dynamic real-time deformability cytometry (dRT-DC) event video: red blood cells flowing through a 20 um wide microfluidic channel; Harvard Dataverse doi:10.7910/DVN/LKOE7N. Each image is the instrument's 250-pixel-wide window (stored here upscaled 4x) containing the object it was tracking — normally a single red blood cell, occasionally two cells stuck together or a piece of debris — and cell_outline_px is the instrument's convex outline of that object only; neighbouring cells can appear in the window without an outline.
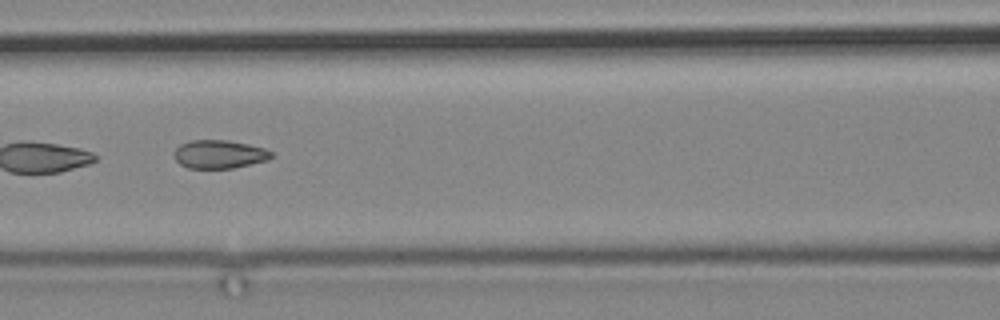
{"species": "common noctule bat (a hibernating species)", "species_latin": "Nyctalus noctula", "temperature_condition": "cold", "stored_images_in_passage": 6, "camera_frame_rate_fps": 3000, "um_per_image_px": 0.085, "animal": {"sex": "male", "body_mass_g": 19.2, "forearm_length_mm": 51.8}, "frame": {"image": 1, "passage_image": 5, "time_ms": 5.667, "image_size_px": [1000, 320], "cell_outline_px": [[272, 156], [268, 160], [232, 168], [188, 168], [180, 164], [176, 160], [172, 152], [180, 144], [192, 140], [228, 140], [248, 144], [264, 148], [272, 152]], "centroid_in_image_um": [18.61, 13.1], "position_along_channel_um": 148.0, "area_um2": 16.07}}